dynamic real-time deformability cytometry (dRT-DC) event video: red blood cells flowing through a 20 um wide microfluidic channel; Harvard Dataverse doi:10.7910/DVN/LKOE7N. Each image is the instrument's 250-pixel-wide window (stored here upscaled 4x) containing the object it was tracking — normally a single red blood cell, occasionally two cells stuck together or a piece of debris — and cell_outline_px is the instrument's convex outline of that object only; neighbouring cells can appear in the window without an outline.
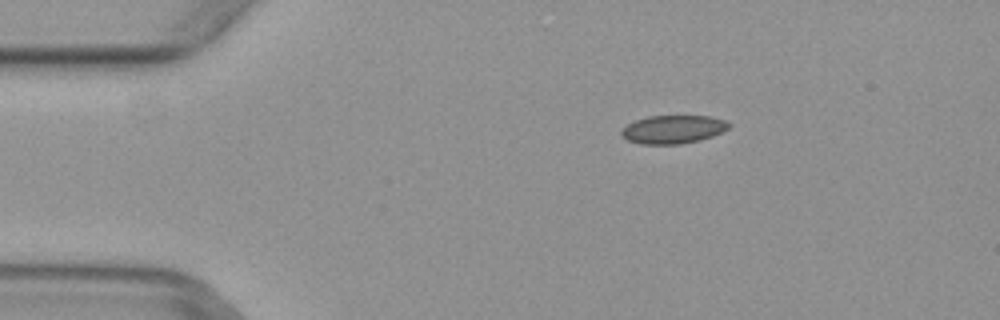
{"species": "common noctule bat (a hibernating species)", "species_latin": "Nyctalus noctula", "temperature_condition": "warm", "stored_images_in_passage": 6, "camera_frame_rate_fps": 3000, "um_per_image_px": 0.085, "animal": {"sex": "female", "body_mass_g": 29.2, "forearm_length_mm": 56.3}, "frame": {"image": 1, "passage_image": 2, "time_ms": 0.333, "image_size_px": [1000, 320], "cell_outline_px": [[732, 124], [728, 128], [712, 136], [700, 140], [680, 144], [640, 144], [628, 140], [620, 132], [628, 124], [636, 120], [648, 116], [712, 116], [724, 120]], "centroid_in_image_um": [57.23, 10.99], "position_along_channel_um": 27.8, "area_um2": 17.57}}
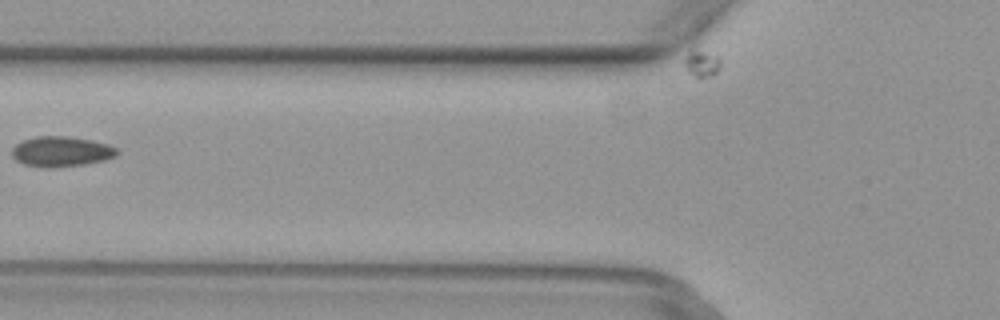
{"frame": {"image": 2, "passage_image": 5, "time_ms": 1.333, "image_size_px": [1000, 320], "cell_outline_px": [[120, 152], [116, 156], [104, 160], [84, 164], [52, 168], [44, 168], [24, 164], [16, 160], [12, 156], [12, 148], [16, 144], [24, 140], [36, 136], [68, 136], [92, 140], [108, 144], [116, 148]], "centroid_in_image_um": [5.21, 12.88], "position_along_channel_um": 120.6, "area_um2": 18.61}}